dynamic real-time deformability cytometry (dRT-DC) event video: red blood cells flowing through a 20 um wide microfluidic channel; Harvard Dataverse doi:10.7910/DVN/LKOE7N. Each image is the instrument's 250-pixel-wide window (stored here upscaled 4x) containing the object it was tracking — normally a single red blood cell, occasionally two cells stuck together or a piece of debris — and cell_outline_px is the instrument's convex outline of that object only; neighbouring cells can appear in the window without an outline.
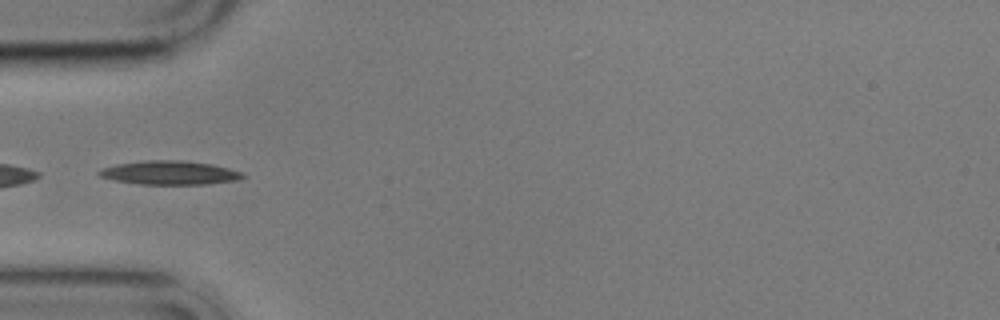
{"species": "common noctule bat (a hibernating species)", "species_latin": "Nyctalus noctula", "temperature_condition": "cold", "stored_images_in_passage": 8, "camera_frame_rate_fps": 3000, "um_per_image_px": 0.085, "animal": {"sex": "male", "body_mass_g": 17.9}, "frame": {"image": 1, "passage_image": 4, "time_ms": 3.333, "image_size_px": [1000, 320], "cell_outline_px": [[244, 176], [240, 180], [208, 184], [140, 184], [116, 180], [100, 176], [96, 172], [100, 168], [116, 164], [148, 160], [180, 160], [212, 164], [228, 168], [240, 172]], "centroid_in_image_um": [14.41, 14.68], "position_along_channel_um": 70.6, "area_um2": 19.83}}
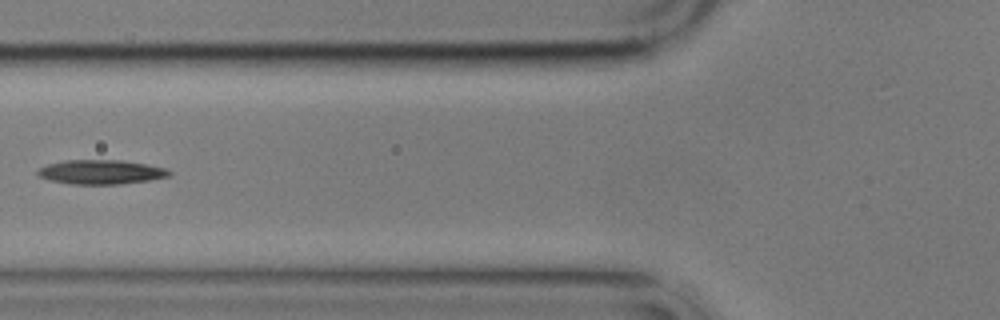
{"frame": {"image": 2, "passage_image": 5, "time_ms": 4.667, "image_size_px": [1000, 320], "cell_outline_px": [[172, 176], [148, 180], [120, 184], [72, 184], [52, 180], [40, 176], [36, 172], [40, 168], [48, 164], [64, 160], [120, 160], [144, 164], [164, 168], [172, 172]], "centroid_in_image_um": [8.6, 14.62], "position_along_channel_um": 117.2, "area_um2": 18.38}}
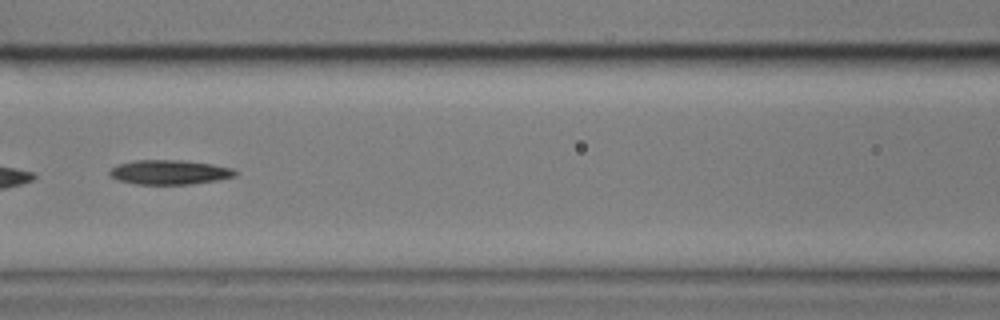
{"frame": {"image": 3, "passage_image": 6, "time_ms": 5.667, "image_size_px": [1000, 320], "cell_outline_px": [[240, 172], [236, 176], [216, 180], [192, 184], [136, 184], [116, 180], [108, 172], [112, 168], [120, 164], [136, 160], [180, 160], [212, 164], [232, 168]], "centroid_in_image_um": [14.44, 14.64], "position_along_channel_um": 152.2, "area_um2": 17.86}}